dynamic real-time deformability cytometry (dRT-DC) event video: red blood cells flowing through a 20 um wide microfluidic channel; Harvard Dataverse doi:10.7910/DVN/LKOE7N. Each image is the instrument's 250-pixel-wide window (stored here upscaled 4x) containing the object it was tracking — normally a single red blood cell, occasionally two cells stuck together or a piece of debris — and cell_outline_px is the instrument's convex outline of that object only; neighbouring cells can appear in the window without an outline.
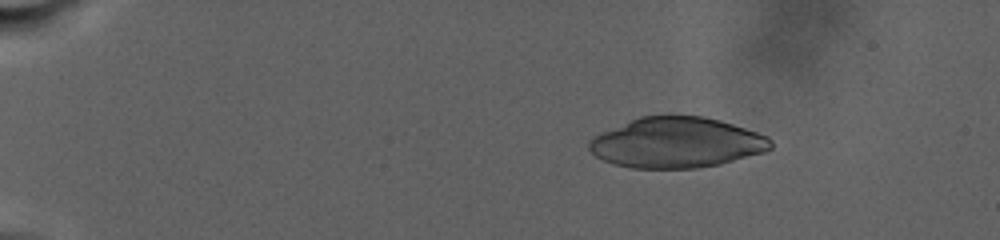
{"species": "human", "species_latin": "Homo sapiens", "temperature_condition": "warm", "stored_images_in_passage": 40, "camera_frame_rate_fps": 3000, "um_per_image_px": 0.085, "donor": {"sex": "male"}, "frame": {"image": 1, "passage_image": 3, "time_ms": 2.0, "image_size_px": [1000, 240], "cell_outline_px": [[772, 148], [764, 152], [720, 164], [696, 168], [632, 168], [612, 164], [596, 156], [588, 148], [588, 140], [592, 136], [640, 116], [704, 116], [720, 120], [768, 136], [772, 140]], "centroid_in_image_um": [57.5, 12.13], "position_along_channel_um": 27.5, "area_um2": 53.29}}